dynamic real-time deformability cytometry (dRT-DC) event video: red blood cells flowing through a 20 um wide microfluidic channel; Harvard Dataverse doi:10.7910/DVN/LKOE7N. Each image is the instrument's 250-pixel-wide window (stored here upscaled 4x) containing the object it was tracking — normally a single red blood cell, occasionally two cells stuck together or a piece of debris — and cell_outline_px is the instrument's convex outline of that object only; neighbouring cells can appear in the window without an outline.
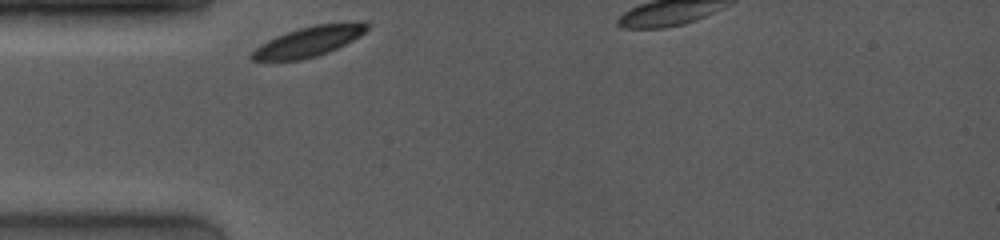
{"species": "common noctule bat (a hibernating species)", "species_latin": "Nyctalus noctula", "temperature_condition": "room temperature", "stored_images_in_passage": 25, "camera_frame_rate_fps": 4000, "um_per_image_px": 0.085, "animal": {"sex": "female", "body_mass_g": 19.0, "forearm_length_mm": 53.3}, "frame": {"image": 1, "passage_image": 1, "time_ms": 0.0, "image_size_px": [1000, 240], "cell_outline_px": [[368, 28], [360, 36], [328, 52], [316, 56], [300, 60], [252, 60], [248, 56], [260, 44], [276, 36], [300, 28], [316, 24], [352, 20], [368, 24]], "centroid_in_image_um": [26.26, 3.5], "position_along_channel_um": 58.7, "area_um2": 20.11}}
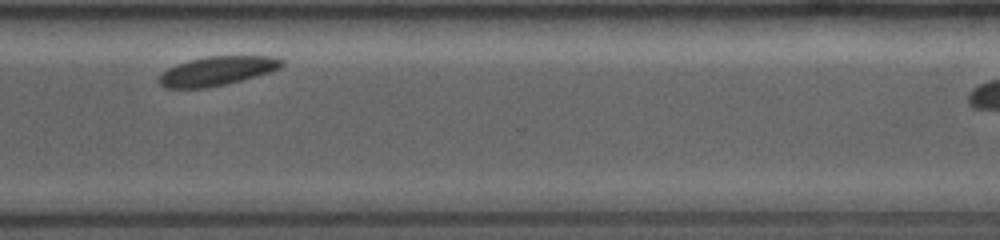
{"frame": {"image": 2, "passage_image": 21, "time_ms": 8.0, "image_size_px": [1000, 240], "cell_outline_px": [[284, 64], [280, 68], [272, 72], [228, 84], [204, 88], [164, 88], [160, 84], [160, 76], [168, 68], [176, 64], [188, 60], [208, 56], [276, 56], [284, 60]], "centroid_in_image_um": [18.51, 6.03], "position_along_channel_um": 352.1, "area_um2": 20.98}}
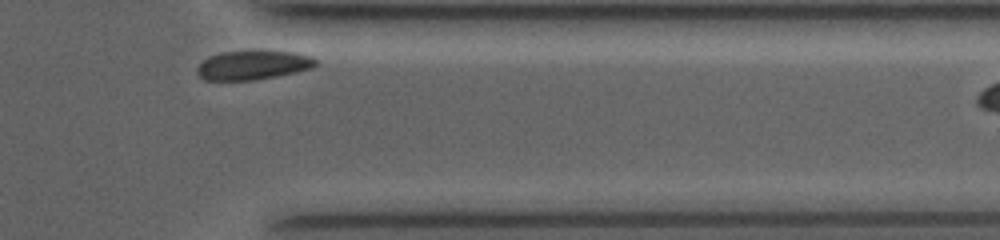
{"frame": {"image": 3, "passage_image": 24, "time_ms": 9.0, "image_size_px": [1000, 240], "cell_outline_px": [[320, 60], [312, 68], [296, 72], [276, 76], [252, 80], [204, 80], [196, 72], [196, 68], [208, 56], [224, 52], [292, 52], [312, 56]], "centroid_in_image_um": [21.52, 5.55], "position_along_channel_um": 389.9, "area_um2": 19.83}, "authors_computed_cell_mechanics": {"area_um2": 21.0392, "velocity_mm_per_s": 3.7134, "shape_relaxation_time_tau1_ms": 0.5734, "shape_relaxation_time_tau2_ms": null, "deformation_change_tau1": 0.0445, "deformation_change_tau2": null}}